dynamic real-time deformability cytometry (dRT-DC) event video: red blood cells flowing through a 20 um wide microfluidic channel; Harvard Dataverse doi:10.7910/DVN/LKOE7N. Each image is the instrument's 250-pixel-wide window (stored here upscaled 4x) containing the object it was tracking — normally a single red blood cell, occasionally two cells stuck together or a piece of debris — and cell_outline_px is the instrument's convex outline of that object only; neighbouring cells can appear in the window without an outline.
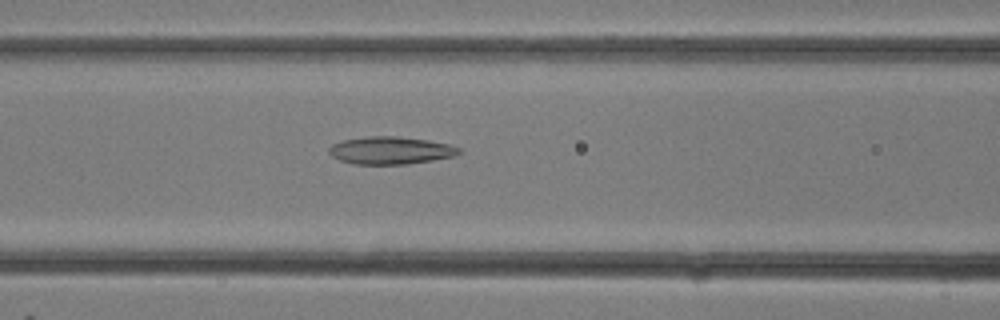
{"species": "common noctule bat (a hibernating species)", "species_latin": "Nyctalus noctula", "temperature_condition": "room temperature", "stored_images_in_passage": 13, "camera_frame_rate_fps": 3000, "um_per_image_px": 0.085, "animal": {"sex": "female"}, "frame": {"image": 1, "passage_image": 11, "time_ms": 3.333, "image_size_px": [1000, 320], "cell_outline_px": [[460, 152], [452, 156], [432, 160], [408, 164], [356, 164], [340, 160], [332, 156], [328, 152], [328, 148], [332, 144], [340, 140], [368, 136], [396, 136], [428, 140], [448, 144], [460, 148]], "centroid_in_image_um": [33.15, 12.78], "position_along_channel_um": 133.5, "area_um2": 20.81}}
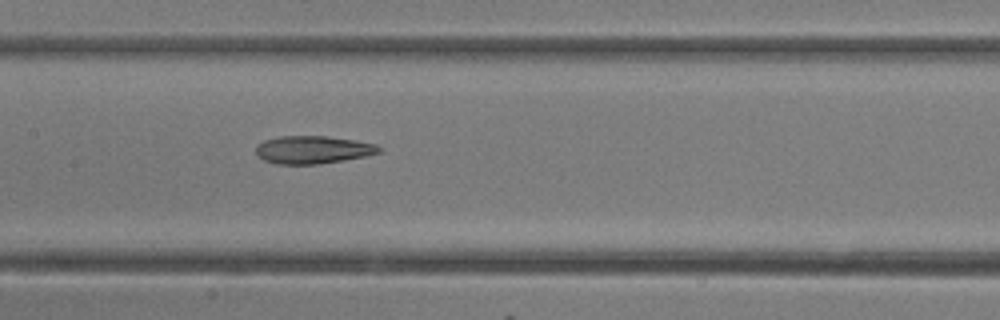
{"frame": {"image": 2, "passage_image": 13, "time_ms": 4.0, "image_size_px": [1000, 320], "cell_outline_px": [[380, 152], [364, 156], [320, 164], [276, 164], [264, 160], [256, 152], [256, 144], [264, 140], [280, 136], [328, 136], [356, 140], [376, 144], [380, 148]], "centroid_in_image_um": [26.57, 12.72], "position_along_channel_um": 180.8, "area_um2": 19.88}}